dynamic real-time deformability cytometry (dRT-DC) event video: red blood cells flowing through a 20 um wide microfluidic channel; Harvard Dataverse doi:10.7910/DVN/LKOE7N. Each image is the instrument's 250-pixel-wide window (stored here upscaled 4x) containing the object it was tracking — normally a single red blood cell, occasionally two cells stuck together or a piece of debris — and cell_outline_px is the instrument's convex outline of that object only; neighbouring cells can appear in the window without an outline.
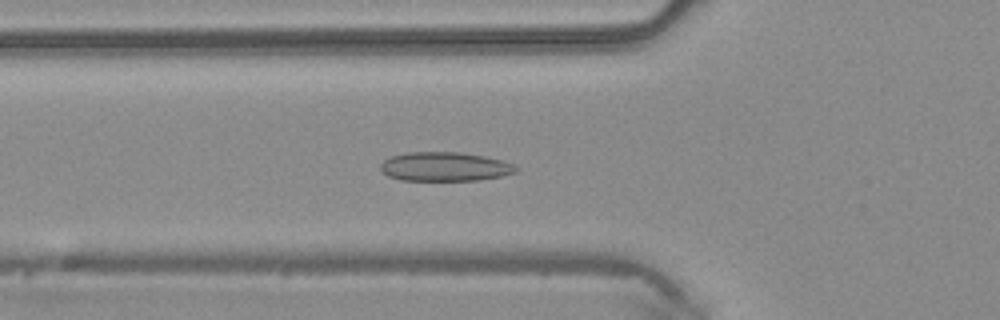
{"species": "common noctule bat (a hibernating species)", "species_latin": "Nyctalus noctula", "temperature_condition": "warm", "stored_images_in_passage": 45, "camera_frame_rate_fps": 3000, "um_per_image_px": 0.085, "animal": {"sex": "male", "body_mass_g": 20.4}, "frame": {"image": 1, "passage_image": 14, "time_ms": 4.333, "image_size_px": [1000, 320], "cell_outline_px": [[520, 168], [516, 172], [500, 176], [480, 180], [400, 180], [388, 176], [380, 168], [380, 164], [388, 156], [408, 152], [460, 152], [484, 156], [500, 160], [512, 164]], "centroid_in_image_um": [37.78, 14.16], "position_along_channel_um": 88.0, "area_um2": 22.95}}
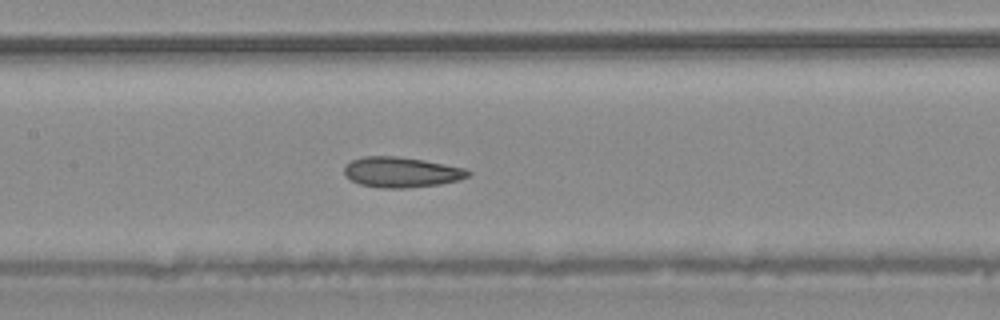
{"frame": {"image": 2, "passage_image": 20, "time_ms": 6.333, "image_size_px": [1000, 320], "cell_outline_px": [[472, 172], [468, 176], [460, 180], [440, 184], [404, 188], [380, 188], [360, 184], [344, 176], [344, 164], [352, 160], [364, 156], [396, 156], [424, 160], [464, 168]], "centroid_in_image_um": [34.09, 14.63], "position_along_channel_um": 173.3, "area_um2": 21.96}}
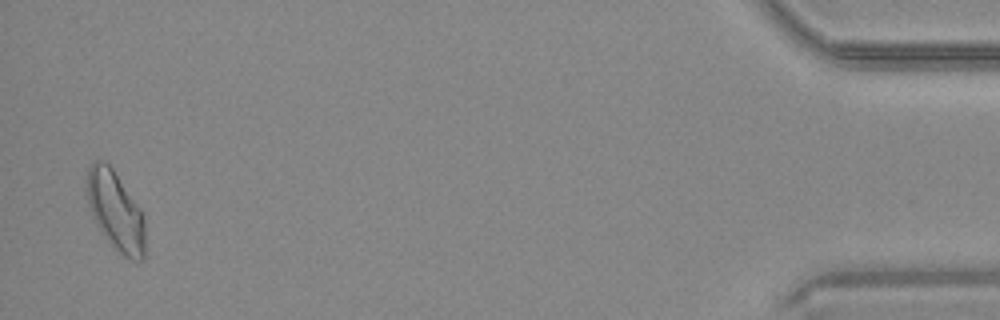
{"frame": {"image": 3, "passage_image": 44, "time_ms": 14.333, "image_size_px": [1000, 320], "cell_outline_px": [[144, 260], [132, 260], [124, 256], [112, 244], [100, 228], [92, 216], [88, 200], [88, 168], [96, 160], [104, 160], [112, 168], [140, 208], [144, 220]], "centroid_in_image_um": [9.84, 17.92], "position_along_channel_um": 425.4, "area_um2": 26.01}, "authors_computed_cell_mechanics": {"area_um2": 22.7154, "velocity_mm_per_s": 4.232, "shape_relaxation_time_tau1_ms": null, "shape_relaxation_time_tau2_ms": 3.1962, "deformation_change_tau1": null, "deformation_change_tau2": 0.0968}}